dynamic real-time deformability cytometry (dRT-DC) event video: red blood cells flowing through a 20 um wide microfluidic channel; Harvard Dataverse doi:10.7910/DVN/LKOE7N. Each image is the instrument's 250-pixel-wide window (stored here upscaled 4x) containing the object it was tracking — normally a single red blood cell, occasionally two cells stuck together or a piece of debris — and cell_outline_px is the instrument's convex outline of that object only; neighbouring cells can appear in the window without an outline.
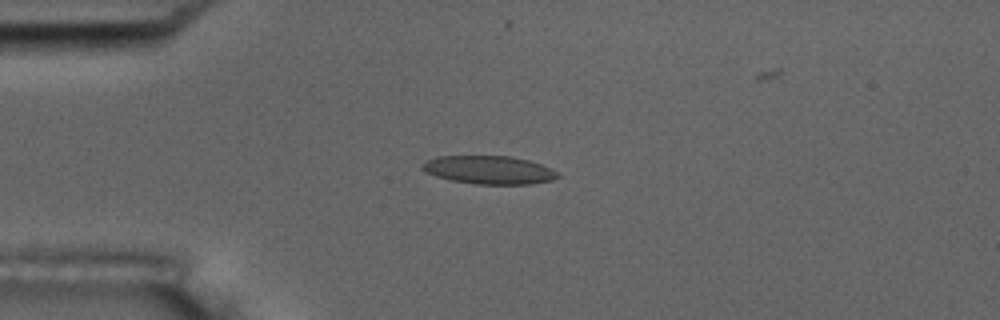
{"species": "common noctule bat (a hibernating species)", "species_latin": "Nyctalus noctula", "temperature_condition": "room temperature", "stored_images_in_passage": 6, "camera_frame_rate_fps": 3000, "um_per_image_px": 0.085, "animal": {"sex": "male", "body_mass_g": 17.5, "forearm_length_mm": 52.3}, "frame": {"image": 1, "passage_image": 3, "time_ms": 2.333, "image_size_px": [1000, 320], "cell_outline_px": [[560, 176], [552, 180], [532, 184], [476, 184], [452, 180], [436, 176], [424, 172], [420, 168], [420, 164], [424, 160], [436, 156], [512, 156], [528, 160], [552, 168], [560, 172]], "centroid_in_image_um": [41.55, 14.44], "position_along_channel_um": 43.5, "area_um2": 22.6}}